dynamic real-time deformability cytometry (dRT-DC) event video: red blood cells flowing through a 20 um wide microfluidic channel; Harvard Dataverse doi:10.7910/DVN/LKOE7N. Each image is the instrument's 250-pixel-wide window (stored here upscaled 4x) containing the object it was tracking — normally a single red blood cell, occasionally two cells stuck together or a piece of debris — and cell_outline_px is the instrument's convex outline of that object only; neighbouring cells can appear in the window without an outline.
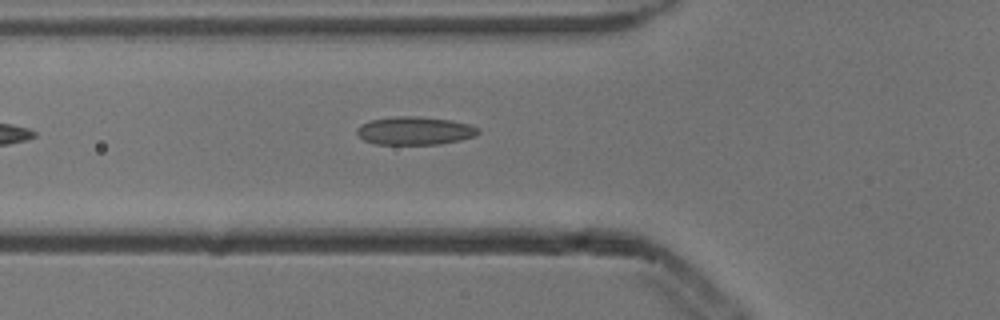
{"species": "common noctule bat (a hibernating species)", "species_latin": "Nyctalus noctula", "temperature_condition": "cold", "stored_images_in_passage": 2, "camera_frame_rate_fps": 3000, "um_per_image_px": 0.085, "animal": {"sex": "male", "body_mass_g": 13.3}, "frame": {"image": 1, "passage_image": 2, "time_ms": 0.333, "image_size_px": [1000, 320], "cell_outline_px": [[480, 132], [476, 136], [460, 140], [440, 144], [376, 144], [364, 140], [356, 132], [356, 128], [360, 124], [368, 120], [396, 116], [416, 116], [448, 120], [468, 124], [480, 128]], "centroid_in_image_um": [35.24, 11.11], "position_along_channel_um": 90.6, "area_um2": 19.94}}